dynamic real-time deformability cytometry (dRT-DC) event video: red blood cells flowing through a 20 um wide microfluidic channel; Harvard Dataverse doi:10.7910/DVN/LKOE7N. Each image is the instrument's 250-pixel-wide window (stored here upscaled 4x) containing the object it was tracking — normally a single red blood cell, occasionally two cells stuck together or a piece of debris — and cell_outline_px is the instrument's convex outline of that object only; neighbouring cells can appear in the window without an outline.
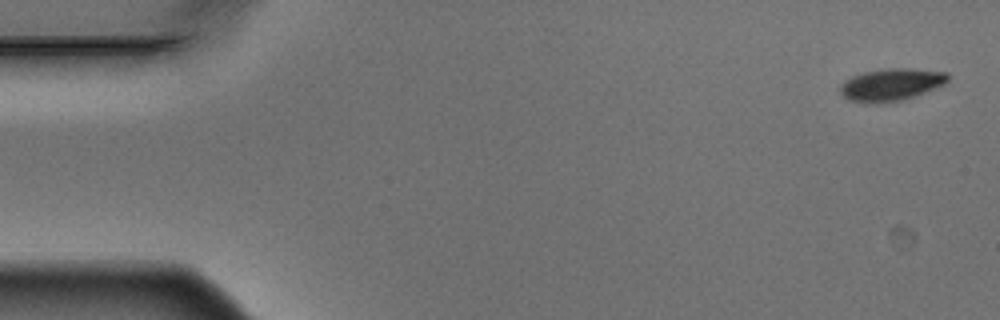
{"species": "Egyptian fruit bat (a non-hibernating species)", "species_latin": "Rousettus aegyptiacus", "temperature_condition": "warm", "stored_images_in_passage": 4, "camera_frame_rate_fps": 3000, "um_per_image_px": 0.085, "animal": {"sex": "male"}, "frame": {"image": 1, "passage_image": 1, "time_ms": 0.0, "image_size_px": [1000, 320], "cell_outline_px": [[948, 80], [944, 84], [936, 88], [904, 100], [880, 104], [864, 104], [848, 100], [840, 92], [840, 84], [852, 76], [864, 72], [888, 68], [908, 68], [948, 72]], "centroid_in_image_um": [75.73, 7.22], "position_along_channel_um": 9.3, "area_um2": 20.58}}
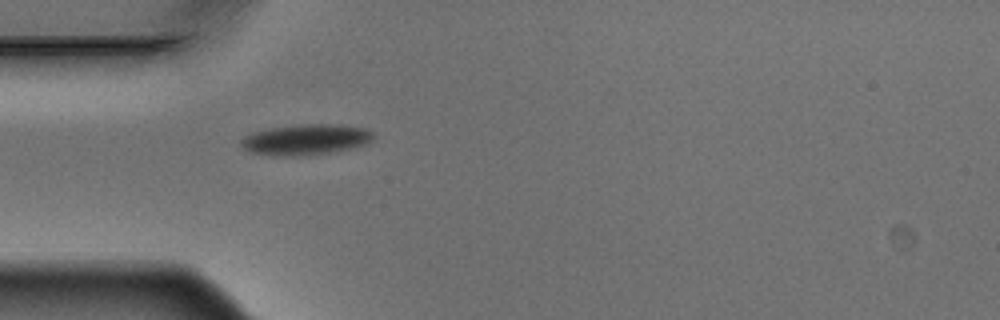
{"frame": {"image": 2, "passage_image": 4, "time_ms": 1.0, "image_size_px": [1000, 320], "cell_outline_px": [[376, 136], [368, 144], [328, 152], [300, 156], [272, 156], [252, 152], [244, 148], [240, 144], [240, 140], [244, 136], [252, 132], [272, 128], [308, 124], [340, 124], [368, 128]], "centroid_in_image_um": [26.02, 11.86], "position_along_channel_um": 59.0, "area_um2": 23.64}}